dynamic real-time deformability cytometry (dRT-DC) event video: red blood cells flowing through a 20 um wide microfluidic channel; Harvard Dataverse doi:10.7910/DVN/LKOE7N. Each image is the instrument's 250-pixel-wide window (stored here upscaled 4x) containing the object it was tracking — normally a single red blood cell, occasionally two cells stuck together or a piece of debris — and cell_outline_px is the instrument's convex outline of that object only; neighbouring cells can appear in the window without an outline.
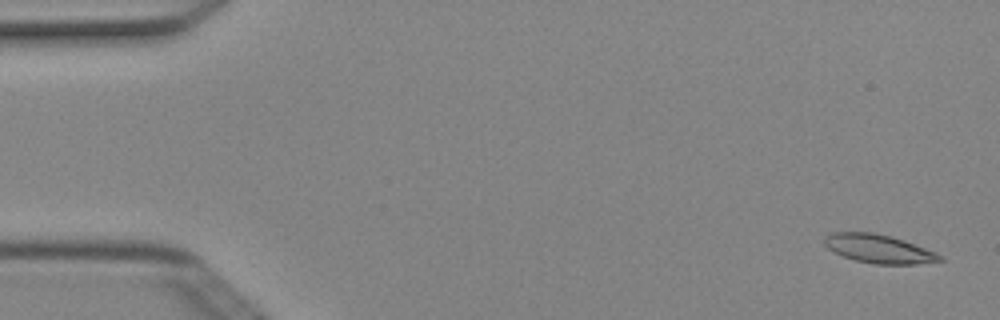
{"species": "Egyptian fruit bat (a non-hibernating species)", "species_latin": "Rousettus aegyptiacus", "temperature_condition": "cold", "stored_images_in_passage": 4, "camera_frame_rate_fps": 3000, "um_per_image_px": 0.085, "animal": {"sex": "female"}, "frame": {"image": 1, "passage_image": 1, "time_ms": 0.0, "image_size_px": [1000, 320], "cell_outline_px": [[944, 260], [916, 264], [876, 264], [856, 260], [844, 256], [828, 248], [824, 244], [824, 236], [832, 232], [872, 232], [892, 236], [904, 240], [936, 252], [944, 256]], "centroid_in_image_um": [74.72, 21.14], "position_along_channel_um": 10.3, "area_um2": 19.19}}
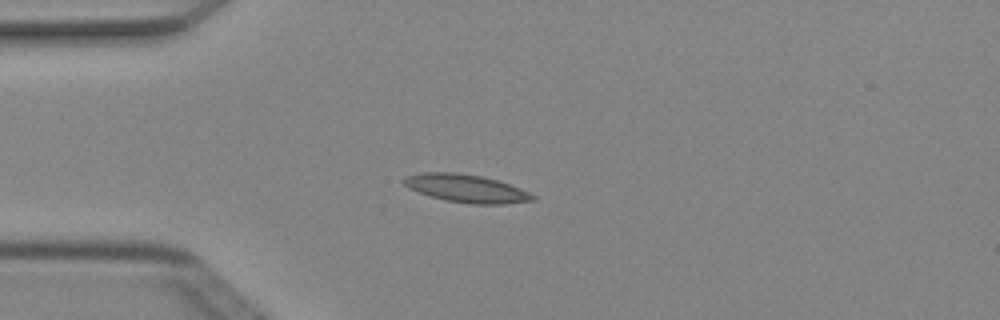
{"frame": {"image": 2, "passage_image": 3, "time_ms": 0.667, "image_size_px": [1000, 320], "cell_outline_px": [[536, 200], [504, 204], [472, 204], [444, 200], [408, 188], [400, 180], [404, 176], [424, 172], [456, 172], [480, 176], [496, 180], [520, 188], [536, 196]], "centroid_in_image_um": [39.61, 16.01], "position_along_channel_um": 45.4, "area_um2": 20.92}}